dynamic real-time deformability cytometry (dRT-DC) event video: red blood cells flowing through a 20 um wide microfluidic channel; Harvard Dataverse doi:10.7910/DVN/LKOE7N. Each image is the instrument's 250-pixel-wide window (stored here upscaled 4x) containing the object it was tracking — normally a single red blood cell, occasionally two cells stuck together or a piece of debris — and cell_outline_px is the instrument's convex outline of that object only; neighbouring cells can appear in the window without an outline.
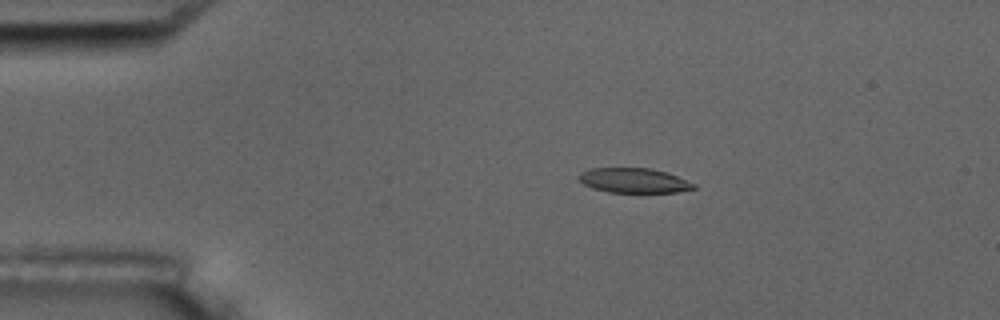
{"species": "common noctule bat (a hibernating species)", "species_latin": "Nyctalus noctula", "temperature_condition": "room temperature", "stored_images_in_passage": 5, "camera_frame_rate_fps": 3000, "um_per_image_px": 0.085, "animal": {"sex": "male", "body_mass_g": 17.5, "forearm_length_mm": 52.3}, "frame": {"image": 1, "passage_image": 4, "time_ms": 3.333, "image_size_px": [1000, 320], "cell_outline_px": [[696, 188], [676, 192], [608, 192], [584, 184], [576, 176], [580, 172], [592, 168], [652, 168], [668, 172], [696, 184]], "centroid_in_image_um": [53.9, 15.33], "position_along_channel_um": 31.1, "area_um2": 16.53}}